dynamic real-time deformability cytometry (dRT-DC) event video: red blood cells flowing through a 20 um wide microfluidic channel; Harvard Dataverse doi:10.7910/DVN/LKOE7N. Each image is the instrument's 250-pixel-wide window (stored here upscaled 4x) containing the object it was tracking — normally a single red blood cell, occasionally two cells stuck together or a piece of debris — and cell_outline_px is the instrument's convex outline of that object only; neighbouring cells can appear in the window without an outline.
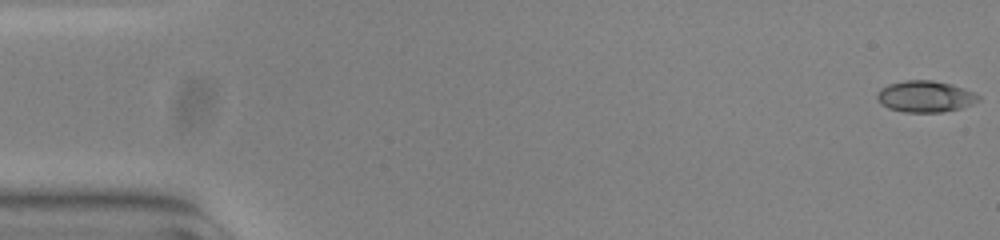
{"species": "common noctule bat (a hibernating species)", "species_latin": "Nyctalus noctula", "temperature_condition": "warm", "stored_images_in_passage": 12, "camera_frame_rate_fps": 3000, "um_per_image_px": 0.085, "animal": {"sex": "female", "body_mass_g": 23.0, "forearm_length_mm": 53.4}, "frame": {"image": 1, "passage_image": 1, "time_ms": 0.0, "image_size_px": [1000, 240], "cell_outline_px": [[980, 100], [972, 104], [960, 108], [944, 112], [904, 112], [888, 108], [880, 104], [876, 96], [880, 88], [888, 84], [904, 80], [932, 80], [952, 84], [972, 92], [980, 96]], "centroid_in_image_um": [78.62, 8.2], "position_along_channel_um": 6.4, "area_um2": 18.61}}